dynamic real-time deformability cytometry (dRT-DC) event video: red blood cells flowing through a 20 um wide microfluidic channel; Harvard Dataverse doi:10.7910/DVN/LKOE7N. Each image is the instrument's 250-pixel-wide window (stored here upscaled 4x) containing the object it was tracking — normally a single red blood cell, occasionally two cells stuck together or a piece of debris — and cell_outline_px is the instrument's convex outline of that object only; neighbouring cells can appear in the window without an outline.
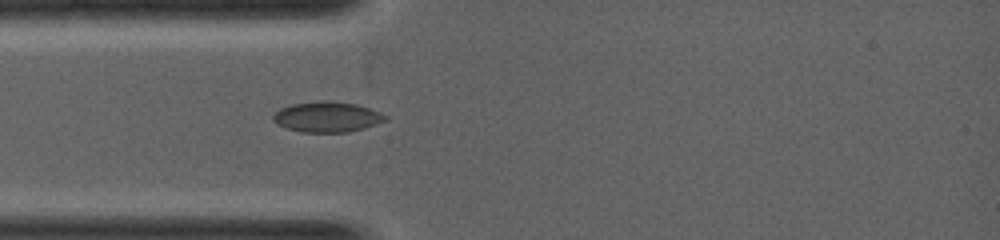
{"species": "common noctule bat (a hibernating species)", "species_latin": "Nyctalus noctula", "temperature_condition": "warm", "stored_images_in_passage": 7, "camera_frame_rate_fps": 5000, "um_per_image_px": 0.085, "animal": {"sex": "female", "body_mass_g": 19.0, "forearm_length_mm": 53.3}, "frame": {"image": 1, "passage_image": 1, "time_ms": 0.0, "image_size_px": [1000, 240], "cell_outline_px": [[388, 120], [364, 128], [348, 132], [300, 132], [276, 124], [272, 120], [272, 116], [280, 108], [292, 104], [324, 100], [356, 104], [380, 112], [388, 116]], "centroid_in_image_um": [27.8, 9.94], "position_along_channel_um": 57.2, "area_um2": 19.88}}
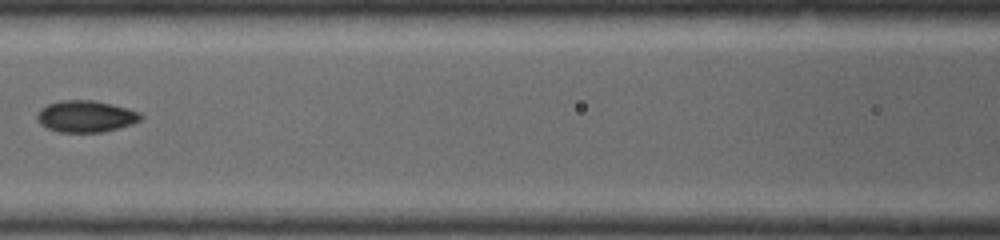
{"frame": {"image": 2, "passage_image": 5, "time_ms": 1.2, "image_size_px": [1000, 240], "cell_outline_px": [[144, 116], [140, 120], [132, 124], [104, 132], [60, 132], [48, 128], [40, 124], [36, 120], [36, 116], [40, 108], [48, 104], [60, 100], [92, 100], [112, 104], [128, 108], [140, 112]], "centroid_in_image_um": [7.29, 9.89], "position_along_channel_um": 159.3, "area_um2": 19.25}}
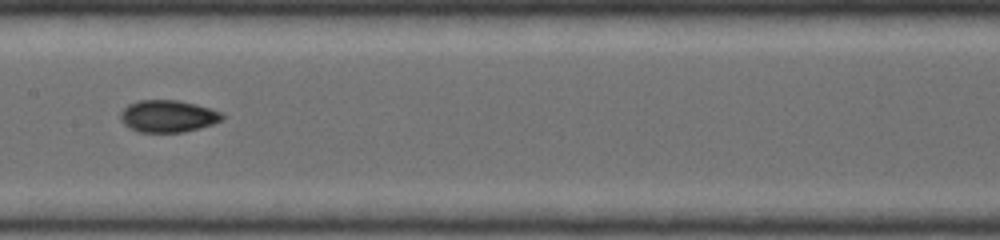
{"frame": {"image": 3, "passage_image": 6, "time_ms": 1.6, "image_size_px": [1000, 240], "cell_outline_px": [[224, 120], [200, 128], [184, 132], [136, 132], [128, 128], [120, 120], [120, 112], [128, 104], [140, 100], [180, 100], [208, 108], [220, 112], [224, 116]], "centroid_in_image_um": [14.24, 9.88], "position_along_channel_um": 193.2, "area_um2": 19.13}}